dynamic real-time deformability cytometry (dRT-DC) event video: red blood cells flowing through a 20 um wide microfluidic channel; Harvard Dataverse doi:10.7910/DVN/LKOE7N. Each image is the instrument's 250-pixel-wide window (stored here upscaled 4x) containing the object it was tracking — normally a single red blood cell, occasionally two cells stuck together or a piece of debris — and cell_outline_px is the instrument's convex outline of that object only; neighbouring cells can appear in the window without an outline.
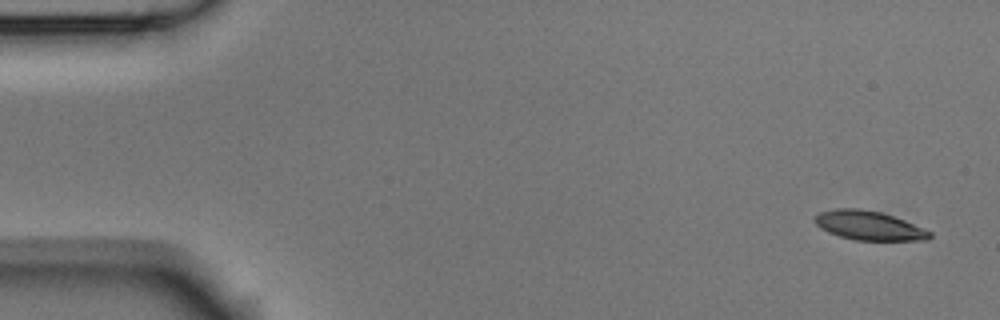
{"species": "Egyptian fruit bat (a non-hibernating species)", "species_latin": "Rousettus aegyptiacus", "temperature_condition": "room temperature", "stored_images_in_passage": 5, "camera_frame_rate_fps": 3000, "um_per_image_px": 0.085, "animal": {"sex": "male"}, "frame": {"image": 1, "passage_image": 1, "time_ms": 0.0, "image_size_px": [1000, 320], "cell_outline_px": [[932, 236], [928, 240], [856, 240], [840, 236], [828, 232], [820, 228], [812, 220], [820, 212], [836, 208], [860, 208], [880, 212], [904, 220], [924, 228], [932, 232]], "centroid_in_image_um": [73.85, 19.17], "position_along_channel_um": 11.1, "area_um2": 19.48}}